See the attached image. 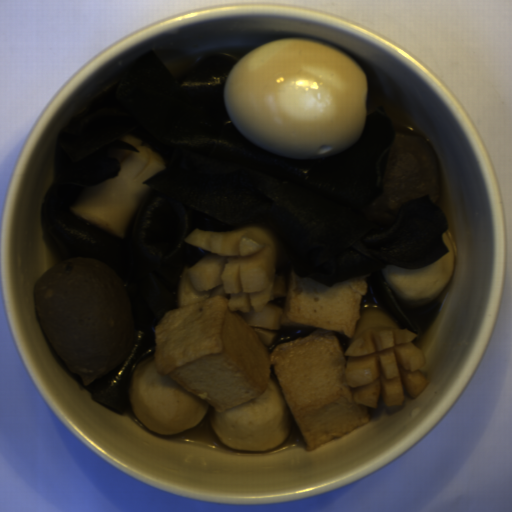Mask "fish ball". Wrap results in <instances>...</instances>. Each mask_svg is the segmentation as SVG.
Segmentation results:
<instances>
[{
    "label": "fish ball",
    "mask_w": 512,
    "mask_h": 512,
    "mask_svg": "<svg viewBox=\"0 0 512 512\" xmlns=\"http://www.w3.org/2000/svg\"><path fill=\"white\" fill-rule=\"evenodd\" d=\"M328 286L292 266L280 323L317 328L270 353L228 298L212 296L166 312L154 328L155 352L131 374L136 418L161 435L207 419L228 448L270 450L297 425L315 450L362 426L347 360L334 331L355 335L366 276Z\"/></svg>",
    "instance_id": "fish-ball-1"
},
{
    "label": "fish ball",
    "mask_w": 512,
    "mask_h": 512,
    "mask_svg": "<svg viewBox=\"0 0 512 512\" xmlns=\"http://www.w3.org/2000/svg\"><path fill=\"white\" fill-rule=\"evenodd\" d=\"M442 240L448 251L432 263L421 268H403L387 264L382 276L402 307H423L435 299L450 281L455 264V249L447 231Z\"/></svg>",
    "instance_id": "fish-ball-2"
}]
</instances>
